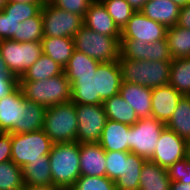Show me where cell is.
Instances as JSON below:
<instances>
[{"label": "cell", "instance_id": "54", "mask_svg": "<svg viewBox=\"0 0 190 190\" xmlns=\"http://www.w3.org/2000/svg\"><path fill=\"white\" fill-rule=\"evenodd\" d=\"M8 0H0V10H3V8L7 5Z\"/></svg>", "mask_w": 190, "mask_h": 190}, {"label": "cell", "instance_id": "9", "mask_svg": "<svg viewBox=\"0 0 190 190\" xmlns=\"http://www.w3.org/2000/svg\"><path fill=\"white\" fill-rule=\"evenodd\" d=\"M44 37L73 38L84 25L82 16L44 2L41 8Z\"/></svg>", "mask_w": 190, "mask_h": 190}, {"label": "cell", "instance_id": "28", "mask_svg": "<svg viewBox=\"0 0 190 190\" xmlns=\"http://www.w3.org/2000/svg\"><path fill=\"white\" fill-rule=\"evenodd\" d=\"M166 127L184 140H190V96H182Z\"/></svg>", "mask_w": 190, "mask_h": 190}, {"label": "cell", "instance_id": "21", "mask_svg": "<svg viewBox=\"0 0 190 190\" xmlns=\"http://www.w3.org/2000/svg\"><path fill=\"white\" fill-rule=\"evenodd\" d=\"M171 180L167 169L150 160L144 163L139 180V190H170Z\"/></svg>", "mask_w": 190, "mask_h": 190}, {"label": "cell", "instance_id": "40", "mask_svg": "<svg viewBox=\"0 0 190 190\" xmlns=\"http://www.w3.org/2000/svg\"><path fill=\"white\" fill-rule=\"evenodd\" d=\"M145 60L149 61H172L167 39L149 43L145 51Z\"/></svg>", "mask_w": 190, "mask_h": 190}, {"label": "cell", "instance_id": "27", "mask_svg": "<svg viewBox=\"0 0 190 190\" xmlns=\"http://www.w3.org/2000/svg\"><path fill=\"white\" fill-rule=\"evenodd\" d=\"M105 114L108 119L125 123L135 124L139 118L135 110L118 93L103 102Z\"/></svg>", "mask_w": 190, "mask_h": 190}, {"label": "cell", "instance_id": "7", "mask_svg": "<svg viewBox=\"0 0 190 190\" xmlns=\"http://www.w3.org/2000/svg\"><path fill=\"white\" fill-rule=\"evenodd\" d=\"M0 53L9 73L19 80L43 54L42 42L0 40Z\"/></svg>", "mask_w": 190, "mask_h": 190}, {"label": "cell", "instance_id": "38", "mask_svg": "<svg viewBox=\"0 0 190 190\" xmlns=\"http://www.w3.org/2000/svg\"><path fill=\"white\" fill-rule=\"evenodd\" d=\"M106 154V176L114 182L123 177L124 160L130 152L108 151Z\"/></svg>", "mask_w": 190, "mask_h": 190}, {"label": "cell", "instance_id": "29", "mask_svg": "<svg viewBox=\"0 0 190 190\" xmlns=\"http://www.w3.org/2000/svg\"><path fill=\"white\" fill-rule=\"evenodd\" d=\"M64 72V68L50 57L42 54L37 61L22 75L19 81L45 80Z\"/></svg>", "mask_w": 190, "mask_h": 190}, {"label": "cell", "instance_id": "15", "mask_svg": "<svg viewBox=\"0 0 190 190\" xmlns=\"http://www.w3.org/2000/svg\"><path fill=\"white\" fill-rule=\"evenodd\" d=\"M182 96L169 84L153 88L151 96L152 116L166 124L170 120Z\"/></svg>", "mask_w": 190, "mask_h": 190}, {"label": "cell", "instance_id": "44", "mask_svg": "<svg viewBox=\"0 0 190 190\" xmlns=\"http://www.w3.org/2000/svg\"><path fill=\"white\" fill-rule=\"evenodd\" d=\"M19 85V80L10 73H0V99L10 94Z\"/></svg>", "mask_w": 190, "mask_h": 190}, {"label": "cell", "instance_id": "30", "mask_svg": "<svg viewBox=\"0 0 190 190\" xmlns=\"http://www.w3.org/2000/svg\"><path fill=\"white\" fill-rule=\"evenodd\" d=\"M169 85L183 96H190V57L172 59Z\"/></svg>", "mask_w": 190, "mask_h": 190}, {"label": "cell", "instance_id": "26", "mask_svg": "<svg viewBox=\"0 0 190 190\" xmlns=\"http://www.w3.org/2000/svg\"><path fill=\"white\" fill-rule=\"evenodd\" d=\"M147 160L130 153L124 160L123 177L115 181L116 190H139L141 170Z\"/></svg>", "mask_w": 190, "mask_h": 190}, {"label": "cell", "instance_id": "22", "mask_svg": "<svg viewBox=\"0 0 190 190\" xmlns=\"http://www.w3.org/2000/svg\"><path fill=\"white\" fill-rule=\"evenodd\" d=\"M41 42L43 54L56 61L63 68L75 50L73 38L43 37Z\"/></svg>", "mask_w": 190, "mask_h": 190}, {"label": "cell", "instance_id": "23", "mask_svg": "<svg viewBox=\"0 0 190 190\" xmlns=\"http://www.w3.org/2000/svg\"><path fill=\"white\" fill-rule=\"evenodd\" d=\"M71 101L75 105H103L96 95V75L80 77L71 83Z\"/></svg>", "mask_w": 190, "mask_h": 190}, {"label": "cell", "instance_id": "34", "mask_svg": "<svg viewBox=\"0 0 190 190\" xmlns=\"http://www.w3.org/2000/svg\"><path fill=\"white\" fill-rule=\"evenodd\" d=\"M25 189L22 168L12 160L0 163V190Z\"/></svg>", "mask_w": 190, "mask_h": 190}, {"label": "cell", "instance_id": "51", "mask_svg": "<svg viewBox=\"0 0 190 190\" xmlns=\"http://www.w3.org/2000/svg\"><path fill=\"white\" fill-rule=\"evenodd\" d=\"M8 2H19V3H44L42 0H8Z\"/></svg>", "mask_w": 190, "mask_h": 190}, {"label": "cell", "instance_id": "25", "mask_svg": "<svg viewBox=\"0 0 190 190\" xmlns=\"http://www.w3.org/2000/svg\"><path fill=\"white\" fill-rule=\"evenodd\" d=\"M100 63L98 60L75 49L73 55L64 67V73L66 78L72 83L75 79L80 77L94 76Z\"/></svg>", "mask_w": 190, "mask_h": 190}, {"label": "cell", "instance_id": "33", "mask_svg": "<svg viewBox=\"0 0 190 190\" xmlns=\"http://www.w3.org/2000/svg\"><path fill=\"white\" fill-rule=\"evenodd\" d=\"M43 37L42 13L40 11L36 16L19 23L17 33L11 39L18 42H41Z\"/></svg>", "mask_w": 190, "mask_h": 190}, {"label": "cell", "instance_id": "52", "mask_svg": "<svg viewBox=\"0 0 190 190\" xmlns=\"http://www.w3.org/2000/svg\"><path fill=\"white\" fill-rule=\"evenodd\" d=\"M175 4L179 6V8H182L186 5L190 4V0H172Z\"/></svg>", "mask_w": 190, "mask_h": 190}, {"label": "cell", "instance_id": "31", "mask_svg": "<svg viewBox=\"0 0 190 190\" xmlns=\"http://www.w3.org/2000/svg\"><path fill=\"white\" fill-rule=\"evenodd\" d=\"M45 111L44 106L25 99L21 107L20 133L42 130Z\"/></svg>", "mask_w": 190, "mask_h": 190}, {"label": "cell", "instance_id": "6", "mask_svg": "<svg viewBox=\"0 0 190 190\" xmlns=\"http://www.w3.org/2000/svg\"><path fill=\"white\" fill-rule=\"evenodd\" d=\"M11 143V160L21 168L32 161L44 160L54 145L43 129L11 134Z\"/></svg>", "mask_w": 190, "mask_h": 190}, {"label": "cell", "instance_id": "16", "mask_svg": "<svg viewBox=\"0 0 190 190\" xmlns=\"http://www.w3.org/2000/svg\"><path fill=\"white\" fill-rule=\"evenodd\" d=\"M84 25L99 34L120 37L121 30L117 27L106 7L100 0H94L84 16Z\"/></svg>", "mask_w": 190, "mask_h": 190}, {"label": "cell", "instance_id": "35", "mask_svg": "<svg viewBox=\"0 0 190 190\" xmlns=\"http://www.w3.org/2000/svg\"><path fill=\"white\" fill-rule=\"evenodd\" d=\"M117 27L122 30L135 10L126 0H100Z\"/></svg>", "mask_w": 190, "mask_h": 190}, {"label": "cell", "instance_id": "47", "mask_svg": "<svg viewBox=\"0 0 190 190\" xmlns=\"http://www.w3.org/2000/svg\"><path fill=\"white\" fill-rule=\"evenodd\" d=\"M170 190H190V182L171 181Z\"/></svg>", "mask_w": 190, "mask_h": 190}, {"label": "cell", "instance_id": "41", "mask_svg": "<svg viewBox=\"0 0 190 190\" xmlns=\"http://www.w3.org/2000/svg\"><path fill=\"white\" fill-rule=\"evenodd\" d=\"M94 0H51L50 3L67 12L76 13L84 18Z\"/></svg>", "mask_w": 190, "mask_h": 190}, {"label": "cell", "instance_id": "12", "mask_svg": "<svg viewBox=\"0 0 190 190\" xmlns=\"http://www.w3.org/2000/svg\"><path fill=\"white\" fill-rule=\"evenodd\" d=\"M186 140L165 127L158 139L151 162L168 169L172 164L185 158Z\"/></svg>", "mask_w": 190, "mask_h": 190}, {"label": "cell", "instance_id": "49", "mask_svg": "<svg viewBox=\"0 0 190 190\" xmlns=\"http://www.w3.org/2000/svg\"><path fill=\"white\" fill-rule=\"evenodd\" d=\"M24 190H63V189L56 187L54 185H51V186H45V187H25Z\"/></svg>", "mask_w": 190, "mask_h": 190}, {"label": "cell", "instance_id": "10", "mask_svg": "<svg viewBox=\"0 0 190 190\" xmlns=\"http://www.w3.org/2000/svg\"><path fill=\"white\" fill-rule=\"evenodd\" d=\"M78 119L77 142H99L108 120L103 105H75Z\"/></svg>", "mask_w": 190, "mask_h": 190}, {"label": "cell", "instance_id": "43", "mask_svg": "<svg viewBox=\"0 0 190 190\" xmlns=\"http://www.w3.org/2000/svg\"><path fill=\"white\" fill-rule=\"evenodd\" d=\"M19 23L20 20L6 16L4 11L0 10V40L11 39L17 33Z\"/></svg>", "mask_w": 190, "mask_h": 190}, {"label": "cell", "instance_id": "17", "mask_svg": "<svg viewBox=\"0 0 190 190\" xmlns=\"http://www.w3.org/2000/svg\"><path fill=\"white\" fill-rule=\"evenodd\" d=\"M80 172L84 176H106V154L98 142L80 143Z\"/></svg>", "mask_w": 190, "mask_h": 190}, {"label": "cell", "instance_id": "37", "mask_svg": "<svg viewBox=\"0 0 190 190\" xmlns=\"http://www.w3.org/2000/svg\"><path fill=\"white\" fill-rule=\"evenodd\" d=\"M70 190H116V185L107 176L81 175Z\"/></svg>", "mask_w": 190, "mask_h": 190}, {"label": "cell", "instance_id": "3", "mask_svg": "<svg viewBox=\"0 0 190 190\" xmlns=\"http://www.w3.org/2000/svg\"><path fill=\"white\" fill-rule=\"evenodd\" d=\"M26 100L49 108L71 101V83L65 73L40 81H19Z\"/></svg>", "mask_w": 190, "mask_h": 190}, {"label": "cell", "instance_id": "55", "mask_svg": "<svg viewBox=\"0 0 190 190\" xmlns=\"http://www.w3.org/2000/svg\"><path fill=\"white\" fill-rule=\"evenodd\" d=\"M43 2H50L51 0H42Z\"/></svg>", "mask_w": 190, "mask_h": 190}, {"label": "cell", "instance_id": "5", "mask_svg": "<svg viewBox=\"0 0 190 190\" xmlns=\"http://www.w3.org/2000/svg\"><path fill=\"white\" fill-rule=\"evenodd\" d=\"M73 41L77 51L99 62H112L119 59L120 37L99 34L83 25L73 37Z\"/></svg>", "mask_w": 190, "mask_h": 190}, {"label": "cell", "instance_id": "13", "mask_svg": "<svg viewBox=\"0 0 190 190\" xmlns=\"http://www.w3.org/2000/svg\"><path fill=\"white\" fill-rule=\"evenodd\" d=\"M24 103L25 97L19 85L0 99V132L20 134L21 107Z\"/></svg>", "mask_w": 190, "mask_h": 190}, {"label": "cell", "instance_id": "32", "mask_svg": "<svg viewBox=\"0 0 190 190\" xmlns=\"http://www.w3.org/2000/svg\"><path fill=\"white\" fill-rule=\"evenodd\" d=\"M166 39L172 59L190 57V29L177 25L167 28Z\"/></svg>", "mask_w": 190, "mask_h": 190}, {"label": "cell", "instance_id": "8", "mask_svg": "<svg viewBox=\"0 0 190 190\" xmlns=\"http://www.w3.org/2000/svg\"><path fill=\"white\" fill-rule=\"evenodd\" d=\"M166 125L153 116L139 119L129 128V152L151 160Z\"/></svg>", "mask_w": 190, "mask_h": 190}, {"label": "cell", "instance_id": "14", "mask_svg": "<svg viewBox=\"0 0 190 190\" xmlns=\"http://www.w3.org/2000/svg\"><path fill=\"white\" fill-rule=\"evenodd\" d=\"M96 95L104 102L119 93L122 73L118 60L101 62L96 69Z\"/></svg>", "mask_w": 190, "mask_h": 190}, {"label": "cell", "instance_id": "36", "mask_svg": "<svg viewBox=\"0 0 190 190\" xmlns=\"http://www.w3.org/2000/svg\"><path fill=\"white\" fill-rule=\"evenodd\" d=\"M43 3H19L8 2L3 8L6 16H11L14 19L20 20V23L36 16L42 8Z\"/></svg>", "mask_w": 190, "mask_h": 190}, {"label": "cell", "instance_id": "50", "mask_svg": "<svg viewBox=\"0 0 190 190\" xmlns=\"http://www.w3.org/2000/svg\"><path fill=\"white\" fill-rule=\"evenodd\" d=\"M0 73H9L5 61L1 56V53H0Z\"/></svg>", "mask_w": 190, "mask_h": 190}, {"label": "cell", "instance_id": "46", "mask_svg": "<svg viewBox=\"0 0 190 190\" xmlns=\"http://www.w3.org/2000/svg\"><path fill=\"white\" fill-rule=\"evenodd\" d=\"M177 26L190 29V4L180 8Z\"/></svg>", "mask_w": 190, "mask_h": 190}, {"label": "cell", "instance_id": "2", "mask_svg": "<svg viewBox=\"0 0 190 190\" xmlns=\"http://www.w3.org/2000/svg\"><path fill=\"white\" fill-rule=\"evenodd\" d=\"M118 62L122 82L151 89L169 84L171 61L131 60L120 54Z\"/></svg>", "mask_w": 190, "mask_h": 190}, {"label": "cell", "instance_id": "18", "mask_svg": "<svg viewBox=\"0 0 190 190\" xmlns=\"http://www.w3.org/2000/svg\"><path fill=\"white\" fill-rule=\"evenodd\" d=\"M119 94L135 110L139 119L152 116V89L122 82Z\"/></svg>", "mask_w": 190, "mask_h": 190}, {"label": "cell", "instance_id": "48", "mask_svg": "<svg viewBox=\"0 0 190 190\" xmlns=\"http://www.w3.org/2000/svg\"><path fill=\"white\" fill-rule=\"evenodd\" d=\"M135 11H140L143 5L149 0H126Z\"/></svg>", "mask_w": 190, "mask_h": 190}, {"label": "cell", "instance_id": "45", "mask_svg": "<svg viewBox=\"0 0 190 190\" xmlns=\"http://www.w3.org/2000/svg\"><path fill=\"white\" fill-rule=\"evenodd\" d=\"M11 134L0 132V163L11 160Z\"/></svg>", "mask_w": 190, "mask_h": 190}, {"label": "cell", "instance_id": "42", "mask_svg": "<svg viewBox=\"0 0 190 190\" xmlns=\"http://www.w3.org/2000/svg\"><path fill=\"white\" fill-rule=\"evenodd\" d=\"M167 172L171 181L190 182V162L186 158L172 164Z\"/></svg>", "mask_w": 190, "mask_h": 190}, {"label": "cell", "instance_id": "24", "mask_svg": "<svg viewBox=\"0 0 190 190\" xmlns=\"http://www.w3.org/2000/svg\"><path fill=\"white\" fill-rule=\"evenodd\" d=\"M25 187H45L52 185L49 156L44 160L32 161L22 167Z\"/></svg>", "mask_w": 190, "mask_h": 190}, {"label": "cell", "instance_id": "4", "mask_svg": "<svg viewBox=\"0 0 190 190\" xmlns=\"http://www.w3.org/2000/svg\"><path fill=\"white\" fill-rule=\"evenodd\" d=\"M77 128L76 108L72 101L46 108L43 130L54 144L76 142Z\"/></svg>", "mask_w": 190, "mask_h": 190}, {"label": "cell", "instance_id": "39", "mask_svg": "<svg viewBox=\"0 0 190 190\" xmlns=\"http://www.w3.org/2000/svg\"><path fill=\"white\" fill-rule=\"evenodd\" d=\"M120 54L131 60H145V51L148 43L142 44L141 40H120Z\"/></svg>", "mask_w": 190, "mask_h": 190}, {"label": "cell", "instance_id": "53", "mask_svg": "<svg viewBox=\"0 0 190 190\" xmlns=\"http://www.w3.org/2000/svg\"><path fill=\"white\" fill-rule=\"evenodd\" d=\"M185 158L190 162V140L186 141V153Z\"/></svg>", "mask_w": 190, "mask_h": 190}, {"label": "cell", "instance_id": "1", "mask_svg": "<svg viewBox=\"0 0 190 190\" xmlns=\"http://www.w3.org/2000/svg\"><path fill=\"white\" fill-rule=\"evenodd\" d=\"M49 156L52 185L63 190H70L80 172V144L76 142L56 143Z\"/></svg>", "mask_w": 190, "mask_h": 190}, {"label": "cell", "instance_id": "11", "mask_svg": "<svg viewBox=\"0 0 190 190\" xmlns=\"http://www.w3.org/2000/svg\"><path fill=\"white\" fill-rule=\"evenodd\" d=\"M167 28L135 11L121 30L120 40H141L142 44L153 43L166 38Z\"/></svg>", "mask_w": 190, "mask_h": 190}, {"label": "cell", "instance_id": "19", "mask_svg": "<svg viewBox=\"0 0 190 190\" xmlns=\"http://www.w3.org/2000/svg\"><path fill=\"white\" fill-rule=\"evenodd\" d=\"M130 125L108 119L101 134L99 145L108 151L129 152Z\"/></svg>", "mask_w": 190, "mask_h": 190}, {"label": "cell", "instance_id": "20", "mask_svg": "<svg viewBox=\"0 0 190 190\" xmlns=\"http://www.w3.org/2000/svg\"><path fill=\"white\" fill-rule=\"evenodd\" d=\"M140 11L166 28H171L178 23L180 8L172 0H149Z\"/></svg>", "mask_w": 190, "mask_h": 190}]
</instances>
